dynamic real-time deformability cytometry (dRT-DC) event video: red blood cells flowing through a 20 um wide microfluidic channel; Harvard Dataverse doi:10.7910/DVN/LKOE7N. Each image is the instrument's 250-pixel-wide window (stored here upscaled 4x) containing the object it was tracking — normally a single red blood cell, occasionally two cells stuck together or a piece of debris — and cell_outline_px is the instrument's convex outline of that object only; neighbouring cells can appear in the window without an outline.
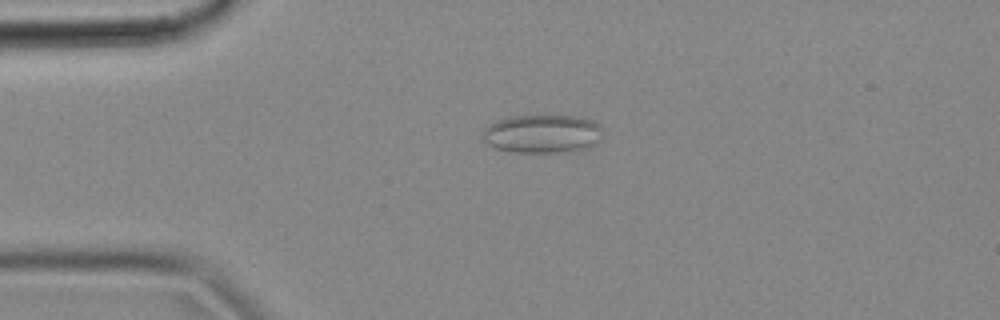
{"species": "common noctule bat (a hibernating species)", "species_latin": "Nyctalus noctula", "temperature_condition": "cold", "stored_images_in_passage": 44, "camera_frame_rate_fps": 3000, "um_per_image_px": 0.085, "animal": {"sex": "female", "body_mass_g": 18.4}, "frame": {"image": 1, "passage_image": 2, "time_ms": 0.333, "image_size_px": [1000, 320], "cell_outline_px": [[604, 128], [600, 140], [596, 144], [588, 148], [560, 152], [512, 152], [496, 148], [488, 144], [484, 140], [484, 128], [488, 124], [496, 120], [508, 116], [580, 116], [592, 120], [600, 124]], "centroid_in_image_um": [46.14, 11.36], "position_along_channel_um": 38.9, "area_um2": 27.17}}
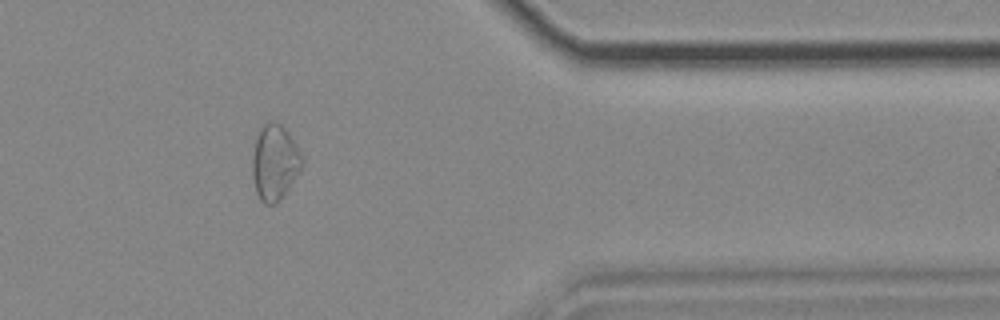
{"frame": {"image": 2, "passage_image": 34, "time_ms": 11.0, "image_size_px": [1000, 320], "cell_outline_px": [[304, 164], [280, 200], [272, 204], [264, 204], [260, 200], [256, 192], [252, 176], [252, 160], [256, 140], [260, 128], [268, 120], [276, 120], [288, 132], [304, 156]], "centroid_in_image_um": [23.36, 13.78], "position_along_channel_um": 388.0, "area_um2": 21.96}}
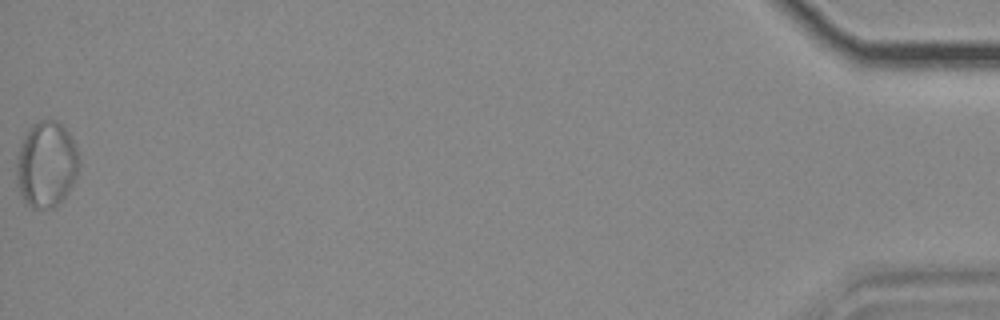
{"frame": {"image": 3, "passage_image": 44, "time_ms": 14.333, "image_size_px": [1000, 320], "cell_outline_px": [[80, 164], [76, 176], [72, 184], [64, 196], [52, 208], [32, 208], [24, 200], [16, 184], [16, 160], [20, 144], [24, 136], [32, 124], [48, 116], [56, 120], [68, 132], [76, 148], [80, 160]], "centroid_in_image_um": [3.92, 13.93], "position_along_channel_um": 431.3, "area_um2": 31.44}, "authors_computed_cell_mechanics": {"area_um2": 19.4497, "velocity_mm_per_s": 3.695, "shape_relaxation_time_tau1_ms": null, "shape_relaxation_time_tau2_ms": 1.9695, "deformation_change_tau1": null, "deformation_change_tau2": 0.0801}}